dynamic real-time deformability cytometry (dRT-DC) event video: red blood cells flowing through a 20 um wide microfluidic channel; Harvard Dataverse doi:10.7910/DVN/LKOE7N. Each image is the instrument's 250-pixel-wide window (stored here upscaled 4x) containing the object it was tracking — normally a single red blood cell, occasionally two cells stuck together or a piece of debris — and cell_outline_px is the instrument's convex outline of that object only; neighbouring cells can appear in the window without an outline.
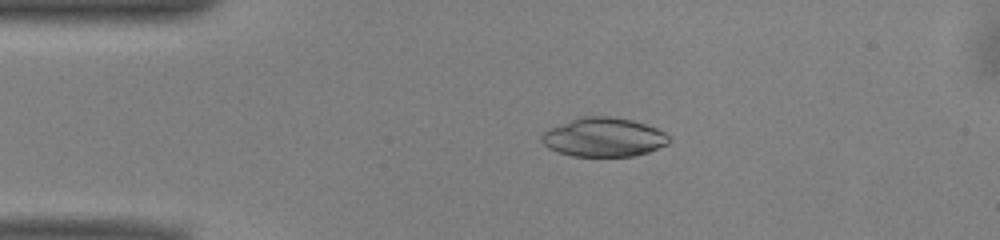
{"species": "common noctule bat (a hibernating species)", "species_latin": "Nyctalus noctula", "temperature_condition": "warm", "stored_images_in_passage": 51, "camera_frame_rate_fps": 3000, "um_per_image_px": 0.085, "animal": {"sex": "male", "body_mass_g": 13.0, "forearm_length_mm": 53.1}, "frame": {"image": 1, "passage_image": 10, "time_ms": 3.0, "image_size_px": [1000, 240], "cell_outline_px": [[672, 140], [668, 144], [648, 152], [636, 156], [572, 156], [556, 152], [548, 148], [540, 140], [540, 136], [544, 132], [552, 128], [580, 116], [612, 116], [632, 120], [656, 128], [664, 132]], "centroid_in_image_um": [51.32, 11.67], "position_along_channel_um": 33.7, "area_um2": 28.96}}
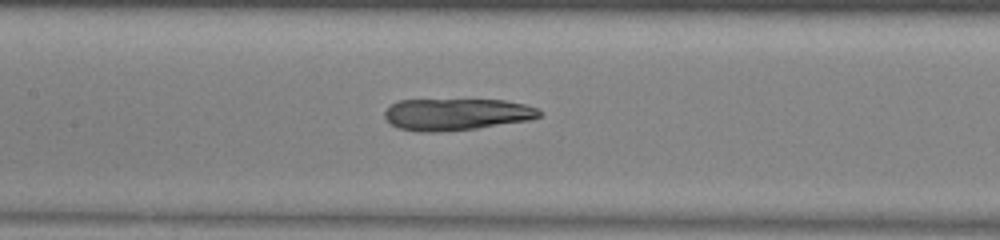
{"frame": {"image": 2, "passage_image": 23, "time_ms": 7.333, "image_size_px": [1000, 240], "cell_outline_px": [[540, 116], [528, 120], [476, 128], [440, 132], [416, 132], [400, 128], [392, 124], [384, 116], [384, 112], [392, 104], [400, 100], [504, 100], [524, 104], [536, 108], [540, 112]], "centroid_in_image_um": [38.77, 9.72], "position_along_channel_um": 168.6, "area_um2": 28.38}}
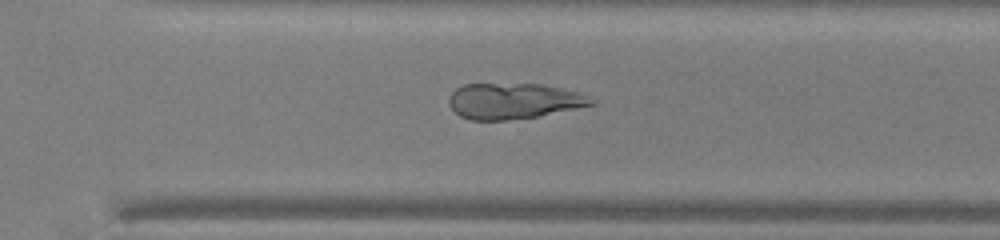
{"frame": {"image": 3, "passage_image": 35, "time_ms": 11.333, "image_size_px": [1000, 240], "cell_outline_px": [[596, 104], [536, 116], [504, 120], [472, 120], [460, 116], [448, 104], [448, 96], [456, 88], [464, 84], [540, 84], [580, 92], [596, 100]], "centroid_in_image_um": [43.64, 8.58], "position_along_channel_um": 327.0, "area_um2": 29.54}}